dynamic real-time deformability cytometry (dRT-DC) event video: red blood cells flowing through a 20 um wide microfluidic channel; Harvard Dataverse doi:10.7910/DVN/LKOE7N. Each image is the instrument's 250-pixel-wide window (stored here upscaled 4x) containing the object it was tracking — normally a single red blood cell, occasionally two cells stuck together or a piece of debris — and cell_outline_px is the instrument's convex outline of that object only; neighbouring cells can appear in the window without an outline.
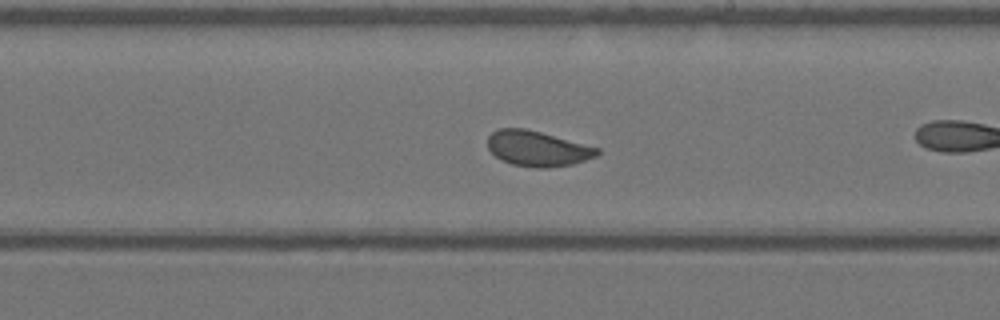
{"species": "Egyptian fruit bat (a non-hibernating species)", "species_latin": "Rousettus aegyptiacus", "temperature_condition": "warm", "stored_images_in_passage": 45, "camera_frame_rate_fps": 3000, "um_per_image_px": 0.085, "animal": {"sex": "female"}, "frame": {"image": 1, "passage_image": 26, "time_ms": 8.333, "image_size_px": [1000, 320], "cell_outline_px": [[600, 152], [596, 156], [572, 164], [548, 168], [536, 168], [512, 164], [496, 156], [488, 148], [488, 136], [492, 132], [500, 128], [524, 128], [540, 132], [600, 148]], "centroid_in_image_um": [45.69, 12.63], "position_along_channel_um": 243.3, "area_um2": 22.31}}